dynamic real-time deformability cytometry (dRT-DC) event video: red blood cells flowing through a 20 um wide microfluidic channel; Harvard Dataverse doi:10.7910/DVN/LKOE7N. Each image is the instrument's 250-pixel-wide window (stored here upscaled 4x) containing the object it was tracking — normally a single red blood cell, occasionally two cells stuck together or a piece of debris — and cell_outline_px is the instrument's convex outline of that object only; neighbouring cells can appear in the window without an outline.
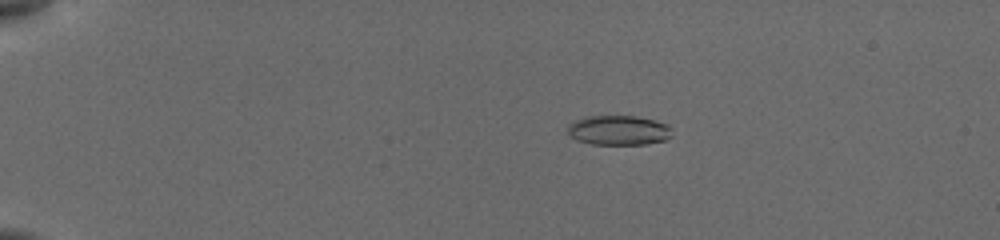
{"species": "common noctule bat (a hibernating species)", "species_latin": "Nyctalus noctula", "temperature_condition": "cold", "stored_images_in_passage": 19, "camera_frame_rate_fps": 3000, "um_per_image_px": 0.085, "animal": {"sex": "female", "body_mass_g": 19.5, "forearm_length_mm": 54.1}, "frame": {"image": 1, "passage_image": 9, "time_ms": 4.0, "image_size_px": [1000, 240], "cell_outline_px": [[672, 136], [664, 140], [644, 144], [592, 144], [576, 140], [568, 132], [568, 124], [576, 120], [592, 116], [636, 116], [656, 120], [668, 124], [672, 128]], "centroid_in_image_um": [52.63, 11.07], "position_along_channel_um": 32.4, "area_um2": 18.03}}
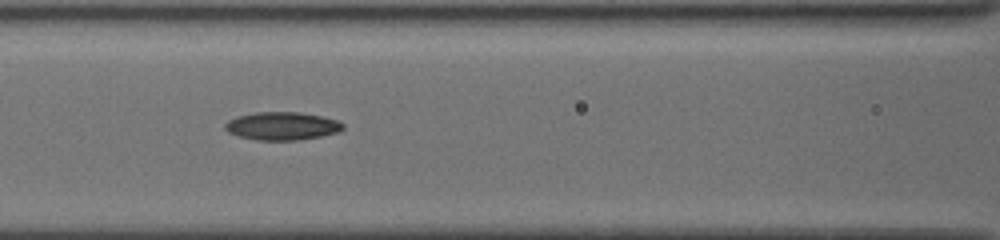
{"frame": {"image": 2, "passage_image": 15, "time_ms": 9.0, "image_size_px": [1000, 240], "cell_outline_px": [[344, 128], [340, 132], [320, 136], [296, 140], [260, 140], [240, 136], [228, 132], [224, 128], [224, 124], [228, 120], [236, 116], [256, 112], [296, 112], [320, 116], [336, 120], [344, 124]], "centroid_in_image_um": [23.96, 10.7], "position_along_channel_um": 142.6, "area_um2": 19.13}}
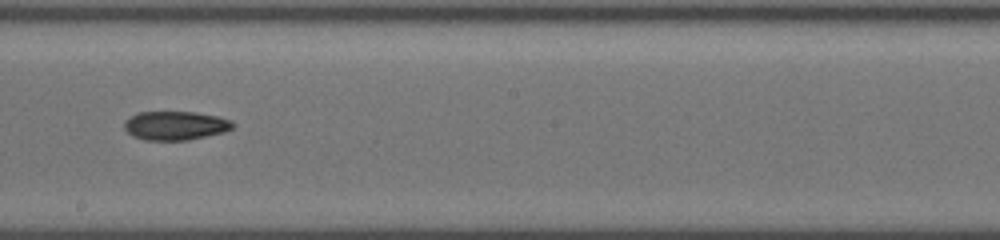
{"frame": {"image": 3, "passage_image": 18, "time_ms": 11.333, "image_size_px": [1000, 240], "cell_outline_px": [[232, 128], [224, 132], [184, 140], [144, 140], [132, 136], [124, 128], [124, 124], [132, 116], [140, 112], [196, 112], [216, 116], [232, 120]], "centroid_in_image_um": [14.9, 10.67], "position_along_channel_um": 233.3, "area_um2": 17.92}}